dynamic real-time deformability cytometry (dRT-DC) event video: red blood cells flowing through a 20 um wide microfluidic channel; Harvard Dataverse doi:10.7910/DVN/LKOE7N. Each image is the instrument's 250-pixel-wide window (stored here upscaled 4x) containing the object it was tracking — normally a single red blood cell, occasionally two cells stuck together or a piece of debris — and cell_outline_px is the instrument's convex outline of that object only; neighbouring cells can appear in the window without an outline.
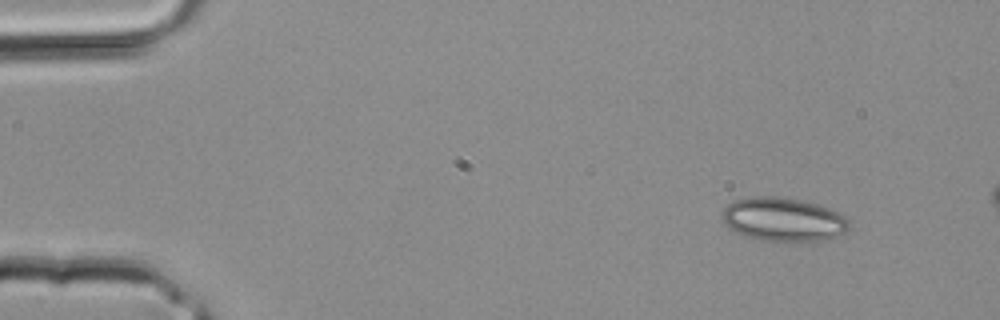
{"species": "common noctule bat (a hibernating species)", "species_latin": "Nyctalus noctula", "temperature_condition": "room temperature", "stored_images_in_passage": 3, "camera_frame_rate_fps": 3000, "um_per_image_px": 0.085, "animal": {"sex": "male", "body_mass_g": 20.4}, "frame": {"image": 1, "passage_image": 1, "time_ms": 0.0, "image_size_px": [1000, 320], "cell_outline_px": [[848, 228], [844, 232], [824, 240], [764, 240], [744, 236], [728, 228], [724, 224], [720, 216], [720, 212], [732, 200], [752, 196], [776, 196], [800, 200], [816, 204], [828, 208], [844, 216], [848, 220]], "centroid_in_image_um": [66.48, 18.63], "position_along_channel_um": 18.5, "area_um2": 32.08}}